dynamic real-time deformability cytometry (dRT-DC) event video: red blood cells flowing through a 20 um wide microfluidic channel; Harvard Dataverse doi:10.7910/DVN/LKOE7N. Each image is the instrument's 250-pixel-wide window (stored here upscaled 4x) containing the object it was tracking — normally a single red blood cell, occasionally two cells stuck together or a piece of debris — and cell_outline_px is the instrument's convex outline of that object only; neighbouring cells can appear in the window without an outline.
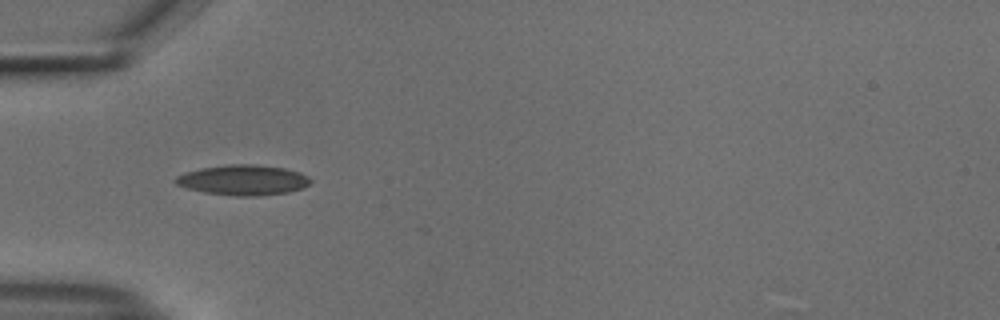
{"species": "common noctule bat (a hibernating species)", "species_latin": "Nyctalus noctula", "temperature_condition": "cold", "stored_images_in_passage": 7, "camera_frame_rate_fps": 3000, "um_per_image_px": 0.085, "animal": {"sex": "male", "body_mass_g": 18.8}, "frame": {"image": 1, "passage_image": 1, "time_ms": 0.0, "image_size_px": [1000, 320], "cell_outline_px": [[312, 180], [304, 188], [288, 192], [256, 196], [236, 196], [204, 192], [188, 188], [176, 184], [172, 180], [176, 176], [184, 172], [200, 168], [228, 164], [256, 164], [284, 168], [300, 172], [308, 176]], "centroid_in_image_um": [20.66, 15.29], "position_along_channel_um": 64.3, "area_um2": 23.93}}
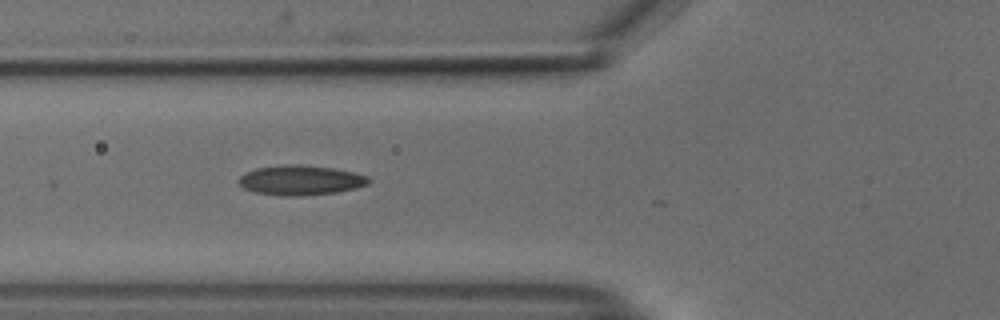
{"frame": {"image": 2, "passage_image": 4, "time_ms": 1.0, "image_size_px": [1000, 320], "cell_outline_px": [[368, 184], [356, 188], [336, 192], [304, 196], [280, 196], [252, 192], [236, 184], [236, 180], [244, 172], [256, 168], [288, 164], [300, 164], [332, 168], [352, 172], [368, 176]], "centroid_in_image_um": [25.46, 15.32], "position_along_channel_um": 100.3, "area_um2": 22.83}}
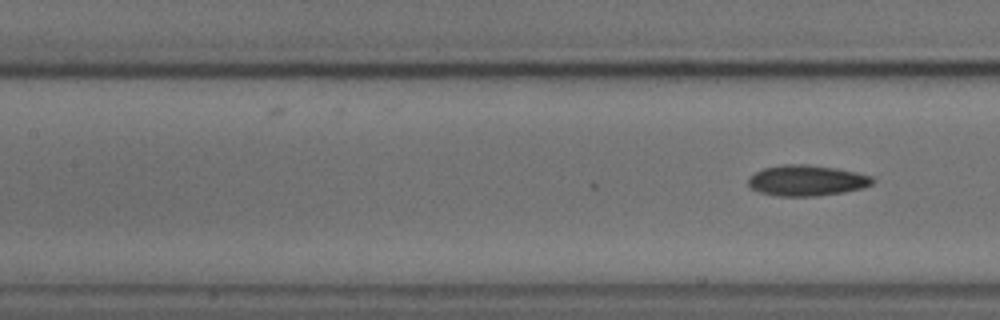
{"frame": {"image": 3, "passage_image": 7, "time_ms": 2.0, "image_size_px": [1000, 320], "cell_outline_px": [[876, 180], [872, 184], [864, 188], [844, 192], [816, 196], [776, 196], [760, 192], [752, 188], [748, 184], [748, 180], [756, 172], [764, 168], [784, 164], [804, 164], [836, 168], [856, 172], [872, 176]], "centroid_in_image_um": [68.61, 15.34], "position_along_channel_um": 138.8, "area_um2": 22.25}}